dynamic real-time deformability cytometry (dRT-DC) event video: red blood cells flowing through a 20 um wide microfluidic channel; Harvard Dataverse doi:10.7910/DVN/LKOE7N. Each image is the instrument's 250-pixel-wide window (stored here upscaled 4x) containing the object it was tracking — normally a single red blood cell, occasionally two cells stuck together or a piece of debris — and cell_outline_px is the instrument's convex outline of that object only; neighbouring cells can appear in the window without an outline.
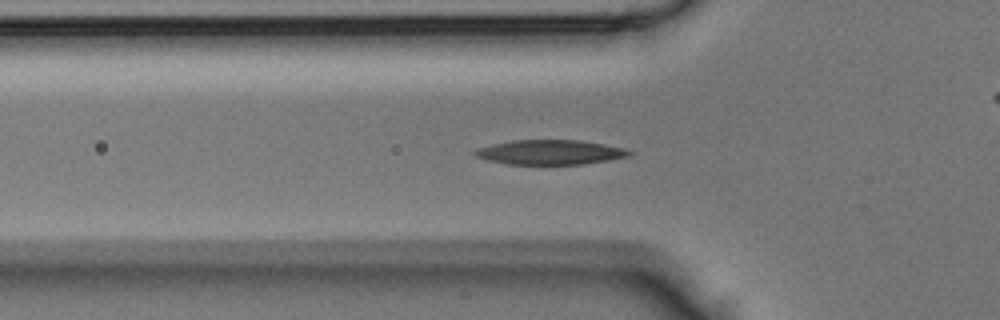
{"species": "Egyptian fruit bat (a non-hibernating species)", "species_latin": "Rousettus aegyptiacus", "temperature_condition": "room temperature", "stored_images_in_passage": 37, "camera_frame_rate_fps": 3000, "um_per_image_px": 0.085, "animal": {"sex": "male"}, "frame": {"image": 1, "passage_image": 7, "time_ms": 2.0, "image_size_px": [1000, 320], "cell_outline_px": [[632, 152], [628, 156], [608, 160], [580, 164], [508, 164], [488, 160], [476, 156], [472, 152], [476, 148], [492, 144], [512, 140], [580, 140], [604, 144], [624, 148]], "centroid_in_image_um": [46.72, 12.93], "position_along_channel_um": 79.1, "area_um2": 22.02}}
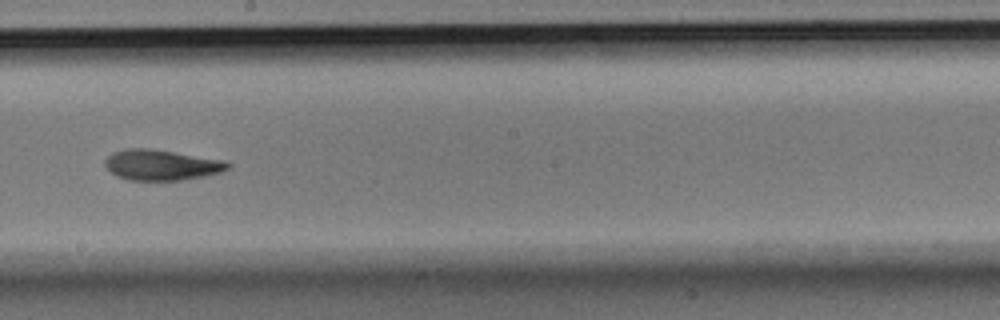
{"frame": {"image": 2, "passage_image": 17, "time_ms": 5.333, "image_size_px": [1000, 320], "cell_outline_px": [[232, 168], [220, 172], [204, 176], [180, 180], [128, 180], [116, 176], [104, 164], [104, 160], [112, 152], [124, 148], [152, 148], [224, 160], [232, 164]], "centroid_in_image_um": [13.73, 14.01], "position_along_channel_um": 234.5, "area_um2": 22.08}}
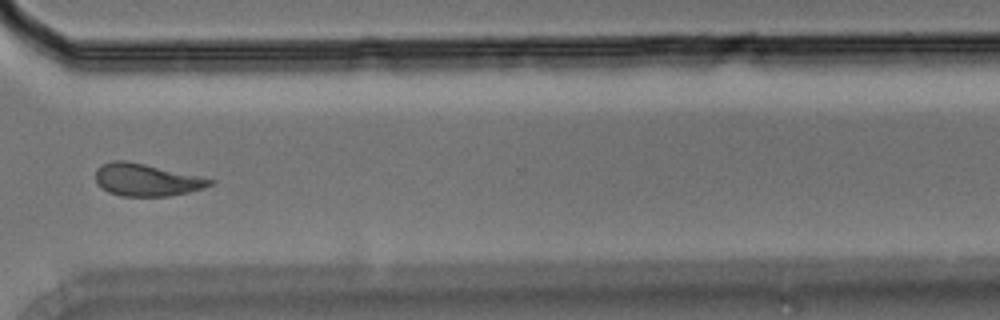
{"frame": {"image": 3, "passage_image": 25, "time_ms": 8.0, "image_size_px": [1000, 320], "cell_outline_px": [[216, 180], [212, 184], [204, 188], [188, 192], [168, 196], [120, 196], [108, 192], [100, 188], [96, 184], [96, 168], [100, 164], [112, 160], [124, 160], [144, 164], [200, 176]], "centroid_in_image_um": [12.4, 15.29], "position_along_channel_um": 358.2, "area_um2": 21.68}}